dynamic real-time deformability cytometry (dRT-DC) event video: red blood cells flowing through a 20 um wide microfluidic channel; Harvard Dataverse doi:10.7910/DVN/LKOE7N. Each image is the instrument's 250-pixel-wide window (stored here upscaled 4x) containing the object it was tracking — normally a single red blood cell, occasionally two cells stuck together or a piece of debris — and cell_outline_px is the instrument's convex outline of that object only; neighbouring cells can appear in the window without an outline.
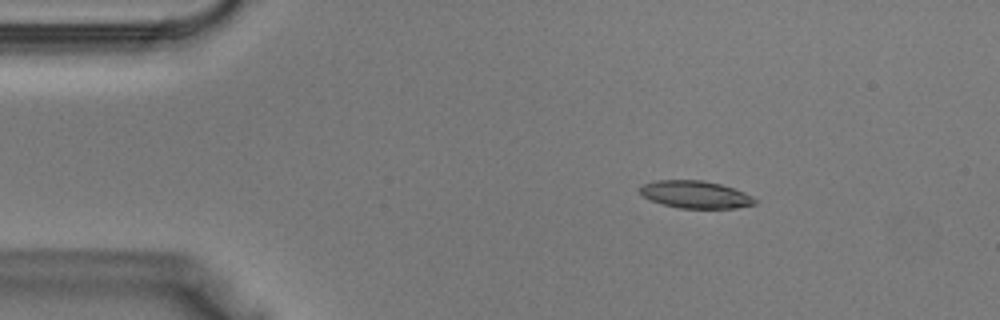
{"species": "Egyptian fruit bat (a non-hibernating species)", "species_latin": "Rousettus aegyptiacus", "temperature_condition": "warm", "stored_images_in_passage": 38, "camera_frame_rate_fps": 3000, "um_per_image_px": 0.085, "animal": {"sex": "male"}, "frame": {"image": 1, "passage_image": 6, "time_ms": 1.667, "image_size_px": [1000, 320], "cell_outline_px": [[756, 204], [736, 208], [680, 208], [664, 204], [652, 200], [644, 196], [640, 192], [640, 188], [644, 184], [656, 180], [700, 180], [720, 184], [744, 192], [752, 196], [756, 200]], "centroid_in_image_um": [59.14, 16.53], "position_along_channel_um": 25.9, "area_um2": 18.09}}
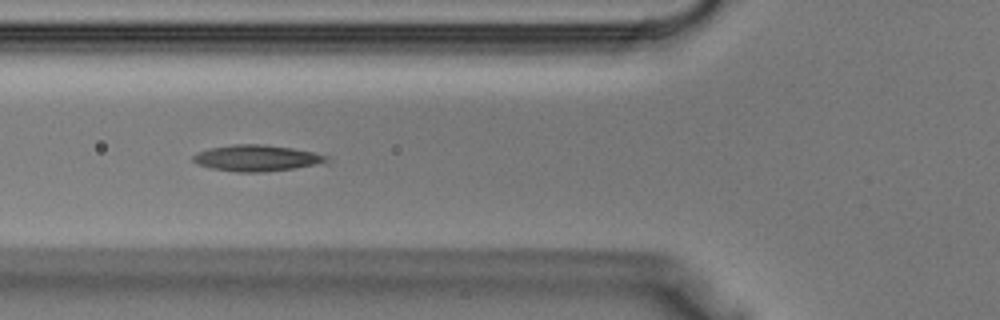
{"frame": {"image": 2, "passage_image": 14, "time_ms": 4.333, "image_size_px": [1000, 320], "cell_outline_px": [[332, 160], [328, 164], [260, 172], [240, 172], [212, 168], [196, 164], [192, 160], [192, 156], [196, 152], [208, 148], [236, 144], [264, 144], [292, 148], [312, 152], [328, 156]], "centroid_in_image_um": [21.87, 13.43], "position_along_channel_um": 103.9, "area_um2": 20.63}}
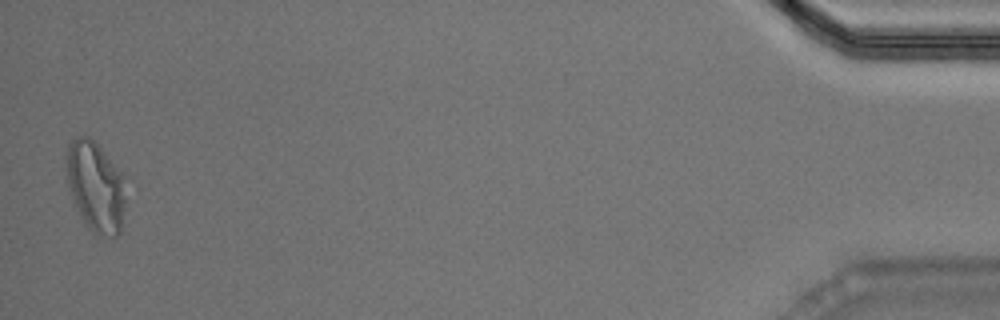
{"frame": {"image": 3, "passage_image": 38, "time_ms": 12.333, "image_size_px": [1000, 320], "cell_outline_px": [[124, 204], [120, 232], [116, 236], [96, 236], [88, 228], [68, 188], [68, 144], [76, 136], [88, 136], [100, 148], [120, 172], [124, 200]], "centroid_in_image_um": [8.11, 15.89], "position_along_channel_um": 427.1, "area_um2": 29.94}}